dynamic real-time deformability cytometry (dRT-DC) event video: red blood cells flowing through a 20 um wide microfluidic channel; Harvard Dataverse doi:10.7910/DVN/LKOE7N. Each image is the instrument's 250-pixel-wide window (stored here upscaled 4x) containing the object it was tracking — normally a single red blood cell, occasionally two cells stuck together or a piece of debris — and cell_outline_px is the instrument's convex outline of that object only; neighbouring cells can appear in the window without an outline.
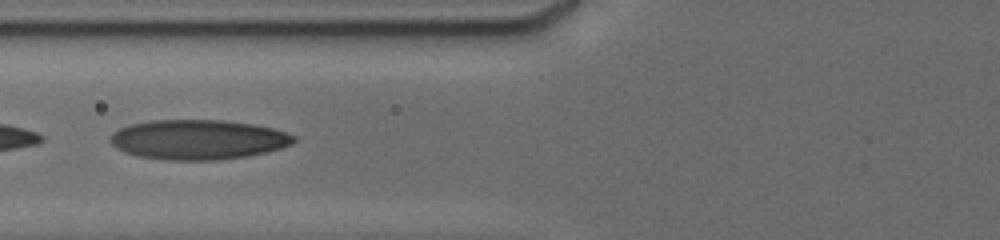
{"species": "human", "species_latin": "Homo sapiens", "temperature_condition": "cold", "stored_images_in_passage": 45, "camera_frame_rate_fps": 3000, "um_per_image_px": 0.085, "donor": {"sex": "male"}, "frame": {"image": 1, "passage_image": 19, "time_ms": 8.0, "image_size_px": [1000, 240], "cell_outline_px": [[296, 140], [292, 144], [268, 152], [248, 156], [220, 160], [168, 160], [136, 156], [124, 152], [112, 144], [108, 140], [108, 136], [112, 132], [120, 128], [132, 124], [152, 120], [224, 120], [252, 124], [272, 128], [296, 136]], "centroid_in_image_um": [16.82, 11.87], "position_along_channel_um": 109.0, "area_um2": 42.77}}
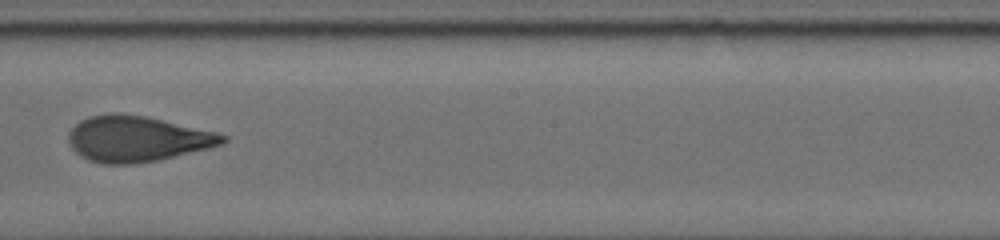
{"frame": {"image": 2, "passage_image": 27, "time_ms": 11.333, "image_size_px": [1000, 240], "cell_outline_px": [[228, 140], [224, 144], [208, 148], [156, 160], [136, 164], [104, 164], [88, 160], [80, 156], [72, 148], [68, 140], [68, 132], [80, 120], [92, 116], [112, 112], [120, 112], [144, 116], [216, 132], [228, 136]], "centroid_in_image_um": [11.63, 11.8], "position_along_channel_um": 236.6, "area_um2": 40.98}}
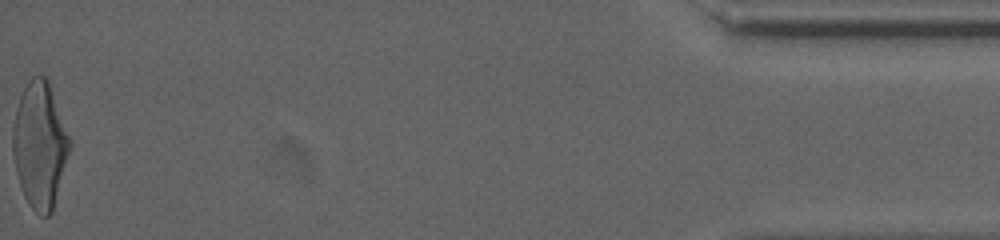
{"frame": {"image": 3, "passage_image": 45, "time_ms": 18.667, "image_size_px": [1000, 240], "cell_outline_px": [[72, 144], [52, 212], [48, 216], [40, 216], [32, 208], [24, 196], [16, 172], [12, 152], [12, 128], [16, 108], [20, 96], [28, 80], [32, 76], [44, 76], [48, 80], [72, 140]], "centroid_in_image_um": [3.39, 12.31], "position_along_channel_um": 431.8, "area_um2": 42.02}, "authors_computed_cell_mechanics": {"area_um2": 41.9628, "velocity_mm_per_s": 3.8161, "shape_relaxation_time_tau1_ms": 5.4171, "shape_relaxation_time_tau2_ms": 1.4104, "deformation_change_tau1": 0.2021, "deformation_change_tau2": 0.0916}}